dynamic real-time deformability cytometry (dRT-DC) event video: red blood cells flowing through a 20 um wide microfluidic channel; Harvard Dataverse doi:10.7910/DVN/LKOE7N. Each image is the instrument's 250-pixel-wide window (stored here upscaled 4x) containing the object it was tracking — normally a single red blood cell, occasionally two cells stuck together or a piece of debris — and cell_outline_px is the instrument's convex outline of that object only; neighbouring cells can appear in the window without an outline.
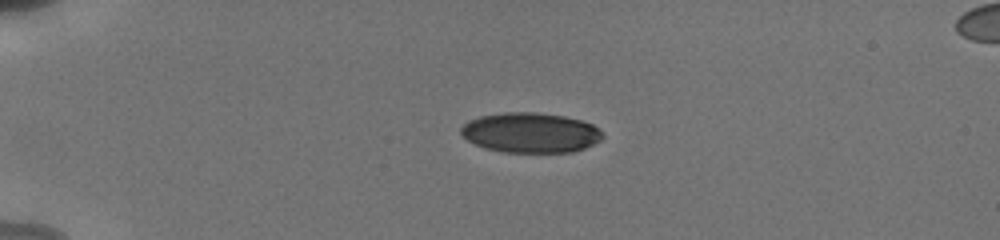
{"species": "human", "species_latin": "Homo sapiens", "temperature_condition": "cold", "stored_images_in_passage": 21, "camera_frame_rate_fps": 3000, "um_per_image_px": 0.085, "donor": {"sex": "male"}, "frame": {"image": 1, "passage_image": 6, "time_ms": 3.667, "image_size_px": [1000, 240], "cell_outline_px": [[604, 136], [600, 140], [584, 148], [572, 152], [504, 152], [484, 148], [468, 140], [460, 132], [460, 128], [468, 120], [480, 116], [504, 112], [536, 112], [564, 116], [580, 120], [592, 124]], "centroid_in_image_um": [45.06, 11.27], "position_along_channel_um": 39.9, "area_um2": 32.89}}
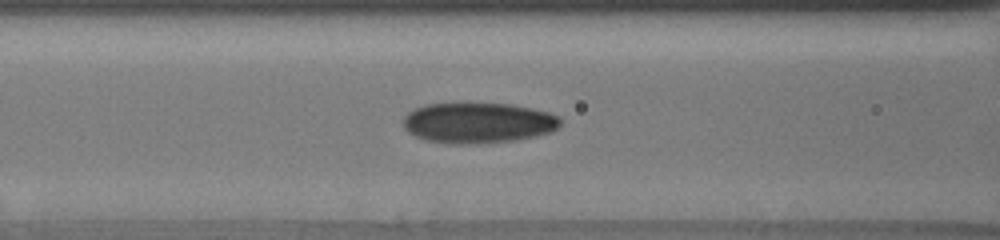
{"frame": {"image": 2, "passage_image": 17, "time_ms": 7.333, "image_size_px": [1000, 240], "cell_outline_px": [[560, 124], [552, 132], [536, 136], [516, 140], [480, 144], [456, 144], [424, 140], [408, 132], [404, 128], [404, 116], [408, 112], [424, 104], [512, 104], [532, 108], [548, 112], [560, 116]], "centroid_in_image_um": [40.65, 10.45], "position_along_channel_um": 125.9, "area_um2": 37.22}}
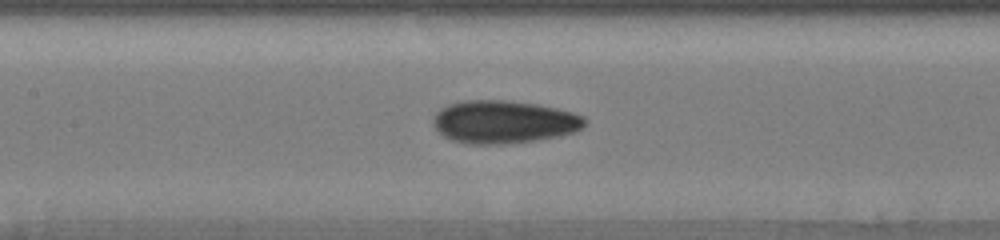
{"frame": {"image": 3, "passage_image": 20, "time_ms": 8.333, "image_size_px": [1000, 240], "cell_outline_px": [[588, 120], [576, 132], [560, 136], [536, 140], [504, 144], [468, 144], [452, 140], [444, 136], [432, 124], [432, 120], [436, 112], [440, 108], [448, 104], [464, 100], [504, 100], [536, 104], [556, 108], [572, 112], [584, 116]], "centroid_in_image_um": [42.82, 10.36], "position_along_channel_um": 164.6, "area_um2": 38.03}}